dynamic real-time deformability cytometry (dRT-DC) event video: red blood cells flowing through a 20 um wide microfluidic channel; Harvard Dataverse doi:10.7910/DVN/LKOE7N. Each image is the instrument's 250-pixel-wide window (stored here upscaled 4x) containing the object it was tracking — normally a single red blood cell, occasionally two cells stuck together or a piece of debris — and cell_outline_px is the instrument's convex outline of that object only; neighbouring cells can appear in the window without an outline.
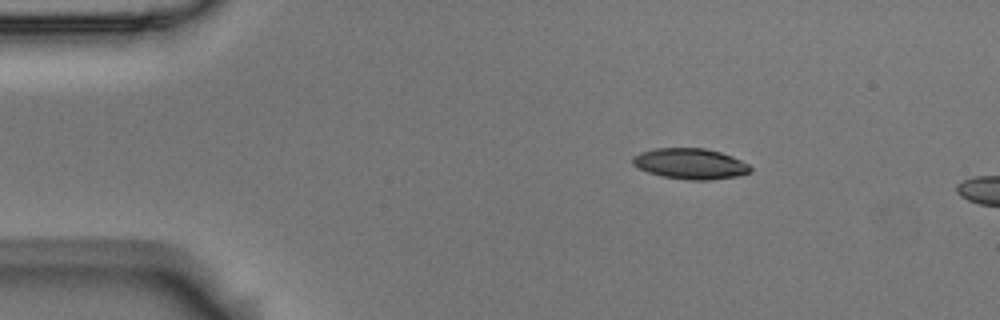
{"species": "Egyptian fruit bat (a non-hibernating species)", "species_latin": "Rousettus aegyptiacus", "temperature_condition": "room temperature", "stored_images_in_passage": 3, "camera_frame_rate_fps": 3000, "um_per_image_px": 0.085, "animal": {"sex": "male"}, "frame": {"image": 1, "passage_image": 2, "time_ms": 0.333, "image_size_px": [1000, 320], "cell_outline_px": [[752, 172], [736, 176], [712, 180], [688, 180], [660, 176], [648, 172], [632, 164], [632, 156], [640, 152], [656, 148], [704, 148], [720, 152], [732, 156], [748, 164], [752, 168]], "centroid_in_image_um": [58.67, 13.92], "position_along_channel_um": 26.3, "area_um2": 21.15}}